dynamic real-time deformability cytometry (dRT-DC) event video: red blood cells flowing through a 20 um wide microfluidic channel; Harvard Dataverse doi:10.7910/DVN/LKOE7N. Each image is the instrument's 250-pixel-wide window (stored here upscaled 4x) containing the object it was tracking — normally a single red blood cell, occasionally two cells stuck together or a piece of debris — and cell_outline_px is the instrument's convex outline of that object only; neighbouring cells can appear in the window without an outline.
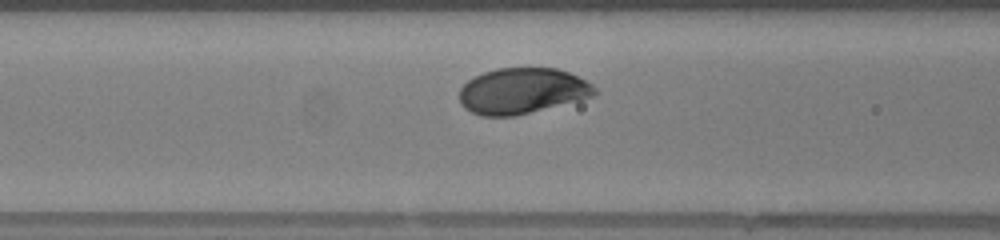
{"species": "human", "species_latin": "Homo sapiens", "temperature_condition": "warm", "stored_images_in_passage": 29, "camera_frame_rate_fps": 3000, "um_per_image_px": 0.085, "donor": {"sex": "female"}, "frame": {"image": 1, "passage_image": 9, "time_ms": 2.667, "image_size_px": [1000, 240], "cell_outline_px": [[596, 92], [592, 96], [516, 116], [480, 116], [464, 108], [460, 104], [460, 88], [468, 80], [484, 72], [496, 68], [556, 68], [568, 72], [592, 84], [596, 88]], "centroid_in_image_um": [44.34, 7.73], "position_along_channel_um": 122.3, "area_um2": 35.84}}
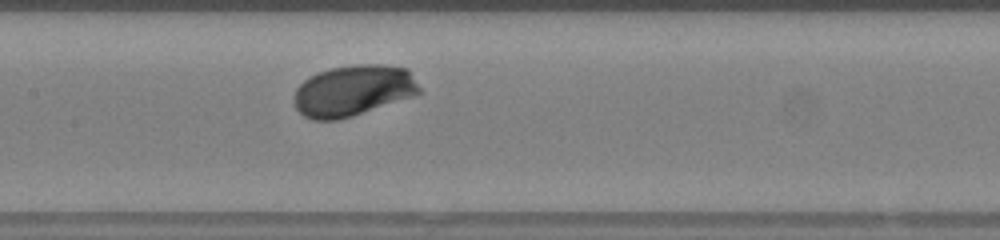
{"frame": {"image": 2, "passage_image": 13, "time_ms": 4.0, "image_size_px": [1000, 240], "cell_outline_px": [[424, 92], [416, 96], [352, 116], [336, 120], [312, 120], [304, 116], [296, 108], [292, 100], [292, 96], [296, 88], [304, 80], [320, 72], [332, 68], [356, 64], [380, 64], [408, 68]], "centroid_in_image_um": [30.06, 7.71], "position_along_channel_um": 177.3, "area_um2": 37.69}, "authors_computed_cell_mechanics": {"area_um2": 36.3562, "velocity_mm_per_s": 4.1426, "shape_relaxation_time_tau1_ms": 1.1661, "shape_relaxation_time_tau2_ms": null, "deformation_change_tau1": 0.0909, "deformation_change_tau2": null}}